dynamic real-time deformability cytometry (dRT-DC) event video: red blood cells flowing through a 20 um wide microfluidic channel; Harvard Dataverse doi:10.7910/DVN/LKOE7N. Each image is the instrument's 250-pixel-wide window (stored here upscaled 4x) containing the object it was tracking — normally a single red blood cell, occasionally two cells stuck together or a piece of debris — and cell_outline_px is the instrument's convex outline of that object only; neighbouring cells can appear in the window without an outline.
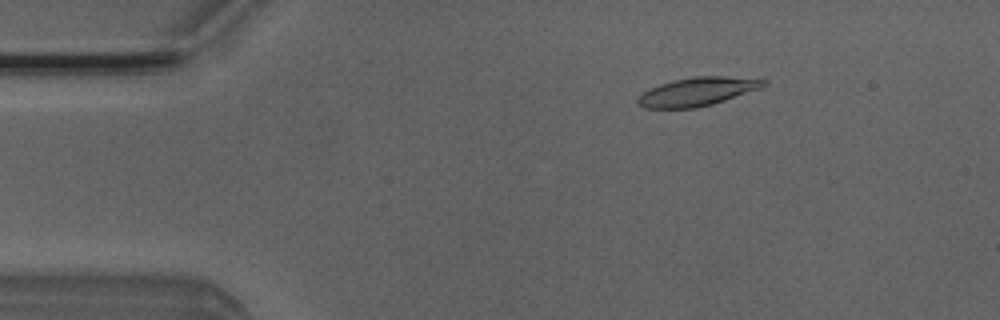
{"species": "Egyptian fruit bat (a non-hibernating species)", "species_latin": "Rousettus aegyptiacus", "temperature_condition": "room temperature", "stored_images_in_passage": 5, "camera_frame_rate_fps": 3000, "um_per_image_px": 0.085, "animal": {"sex": "male"}, "frame": {"image": 1, "passage_image": 3, "time_ms": 0.667, "image_size_px": [1000, 320], "cell_outline_px": [[768, 84], [764, 88], [712, 104], [696, 108], [644, 108], [636, 104], [636, 100], [644, 92], [660, 84], [672, 80], [692, 76], [724, 76], [768, 80]], "centroid_in_image_um": [59.32, 7.78], "position_along_channel_um": 25.7, "area_um2": 21.04}}